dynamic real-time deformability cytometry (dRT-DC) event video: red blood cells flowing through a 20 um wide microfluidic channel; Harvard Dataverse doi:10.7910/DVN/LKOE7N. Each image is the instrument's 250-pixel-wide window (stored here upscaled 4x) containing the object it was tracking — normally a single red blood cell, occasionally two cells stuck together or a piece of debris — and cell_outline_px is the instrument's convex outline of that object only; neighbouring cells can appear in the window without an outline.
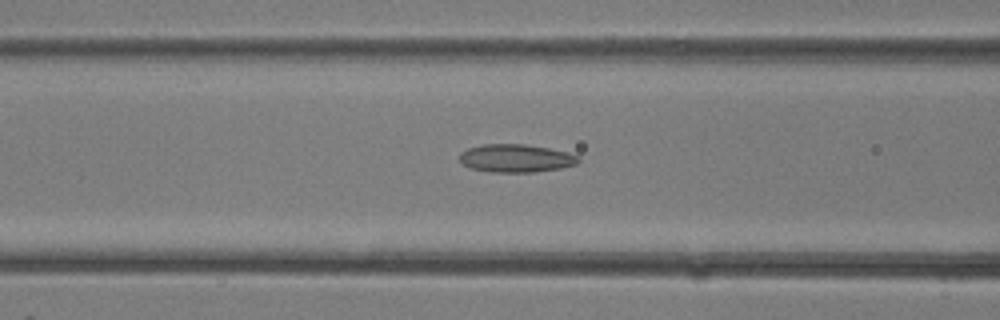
{"species": "common noctule bat (a hibernating species)", "species_latin": "Nyctalus noctula", "temperature_condition": "room temperature", "stored_images_in_passage": 27, "camera_frame_rate_fps": 3000, "um_per_image_px": 0.085, "animal": {"sex": "female"}, "frame": {"image": 1, "passage_image": 13, "time_ms": 4.0, "image_size_px": [1000, 320], "cell_outline_px": [[580, 160], [576, 164], [560, 168], [536, 172], [488, 172], [472, 168], [464, 164], [460, 160], [460, 152], [468, 148], [484, 144], [524, 144], [548, 148], [568, 152], [580, 156]], "centroid_in_image_um": [43.87, 13.45], "position_along_channel_um": 122.7, "area_um2": 19.42}}
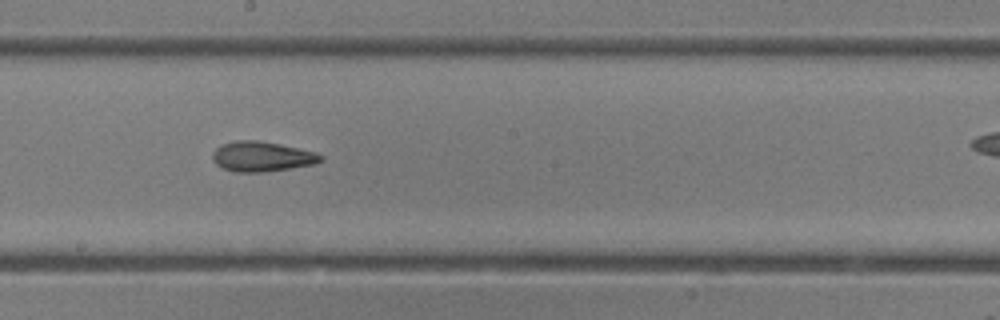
{"frame": {"image": 2, "passage_image": 18, "time_ms": 5.667, "image_size_px": [1000, 320], "cell_outline_px": [[324, 160], [316, 164], [264, 172], [236, 172], [224, 168], [216, 164], [212, 160], [212, 152], [220, 144], [236, 140], [256, 140], [280, 144], [316, 152], [324, 156]], "centroid_in_image_um": [22.27, 13.3], "position_along_channel_um": 225.9, "area_um2": 19.07}}
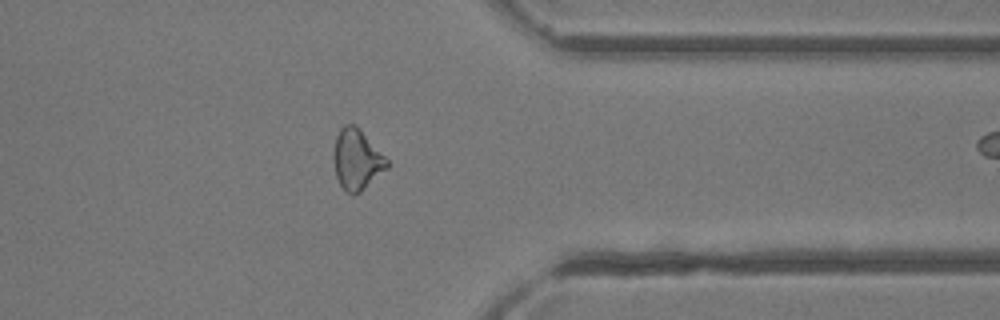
{"frame": {"image": 3, "passage_image": 26, "time_ms": 8.333, "image_size_px": [1000, 320], "cell_outline_px": [[388, 168], [360, 192], [348, 192], [340, 184], [336, 176], [332, 160], [332, 152], [336, 136], [340, 128], [344, 124], [352, 124], [360, 128], [388, 160]], "centroid_in_image_um": [30.3, 13.52], "position_along_channel_um": 381.1, "area_um2": 18.79}}